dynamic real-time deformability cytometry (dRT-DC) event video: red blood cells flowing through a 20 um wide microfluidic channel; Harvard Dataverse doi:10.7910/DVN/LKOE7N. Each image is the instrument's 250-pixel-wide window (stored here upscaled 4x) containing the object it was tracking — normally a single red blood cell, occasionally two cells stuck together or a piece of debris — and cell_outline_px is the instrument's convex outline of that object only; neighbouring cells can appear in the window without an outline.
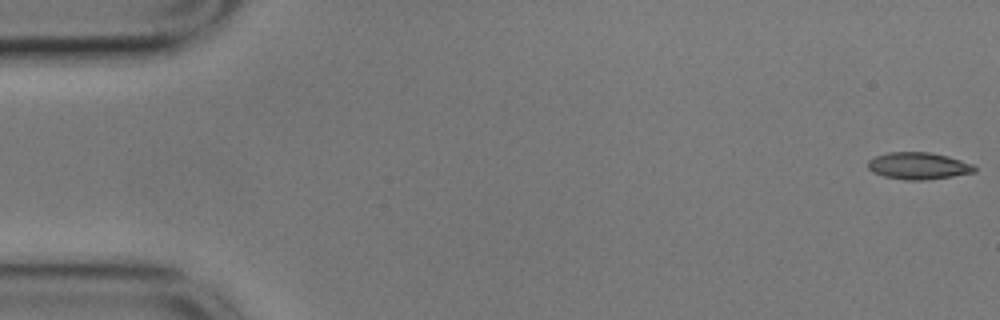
{"species": "common noctule bat (a hibernating species)", "species_latin": "Nyctalus noctula", "temperature_condition": "cold", "stored_images_in_passage": 42, "camera_frame_rate_fps": 3000, "um_per_image_px": 0.085, "animal": {"sex": "male", "body_mass_g": 17.9}, "frame": {"image": 1, "passage_image": 1, "time_ms": 0.0, "image_size_px": [1000, 320], "cell_outline_px": [[972, 168], [964, 172], [944, 176], [892, 176], [880, 172], [888, 156], [940, 156], [956, 160]], "centroid_in_image_um": [78.41, 14.13], "position_along_channel_um": 6.6, "area_um2": 10.87}}
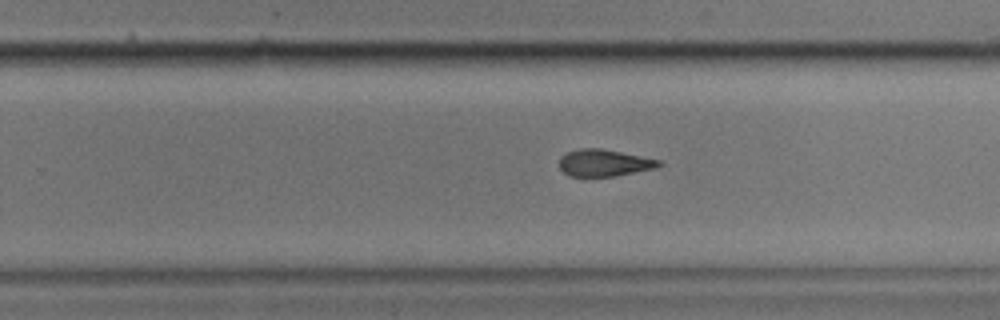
{"frame": {"image": 2, "passage_image": 35, "time_ms": 11.333, "image_size_px": [1000, 320], "cell_outline_px": [[656, 164], [644, 168], [604, 176], [576, 176], [568, 172], [560, 164], [564, 156], [572, 152], [612, 152], [652, 160]], "centroid_in_image_um": [51.19, 13.9], "position_along_channel_um": 278.6, "area_um2": 12.25}}
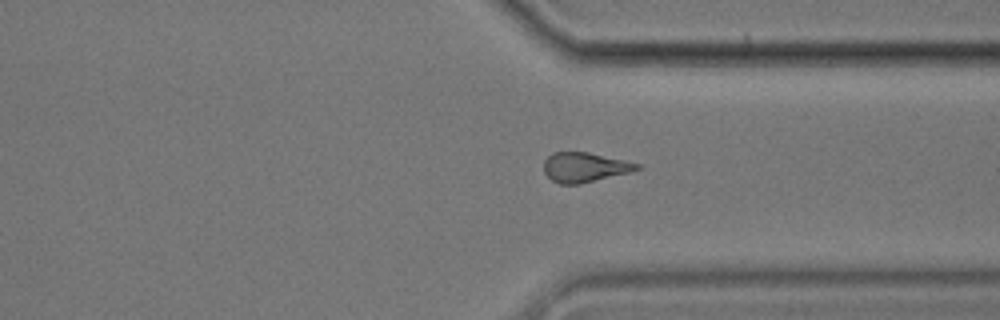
{"frame": {"image": 3, "passage_image": 42, "time_ms": 13.667, "image_size_px": [1000, 320], "cell_outline_px": [[636, 168], [588, 180], [556, 180], [548, 172], [560, 152], [580, 152], [612, 160]], "centroid_in_image_um": [49.65, 14.18], "position_along_channel_um": 361.8, "area_um2": 11.62}}